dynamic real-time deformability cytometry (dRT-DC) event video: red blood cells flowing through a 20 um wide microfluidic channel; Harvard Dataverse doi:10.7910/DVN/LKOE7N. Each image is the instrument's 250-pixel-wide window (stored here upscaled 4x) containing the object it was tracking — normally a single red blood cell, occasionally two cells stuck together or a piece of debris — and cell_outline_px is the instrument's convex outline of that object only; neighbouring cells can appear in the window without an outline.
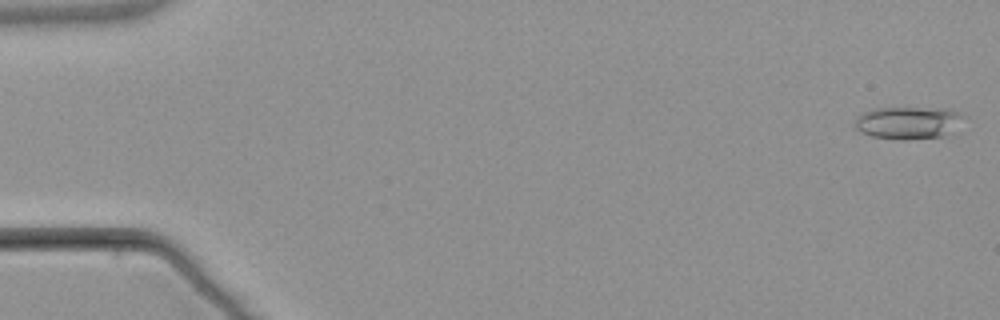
{"species": "common noctule bat (a hibernating species)", "species_latin": "Nyctalus noctula", "temperature_condition": "warm", "stored_images_in_passage": 2, "camera_frame_rate_fps": 3000, "um_per_image_px": 0.085, "animal": {"sex": "male", "body_mass_g": 21.5, "forearm_length_mm": 52.0}, "frame": {"image": 1, "passage_image": 1, "time_ms": 0.0, "image_size_px": [1000, 320], "cell_outline_px": [[968, 116], [944, 136], [908, 140], [900, 140], [872, 136], [860, 132], [852, 124], [856, 116], [872, 108], [948, 108], [960, 112]], "centroid_in_image_um": [77.18, 10.42], "position_along_channel_um": 7.8, "area_um2": 20.92}}